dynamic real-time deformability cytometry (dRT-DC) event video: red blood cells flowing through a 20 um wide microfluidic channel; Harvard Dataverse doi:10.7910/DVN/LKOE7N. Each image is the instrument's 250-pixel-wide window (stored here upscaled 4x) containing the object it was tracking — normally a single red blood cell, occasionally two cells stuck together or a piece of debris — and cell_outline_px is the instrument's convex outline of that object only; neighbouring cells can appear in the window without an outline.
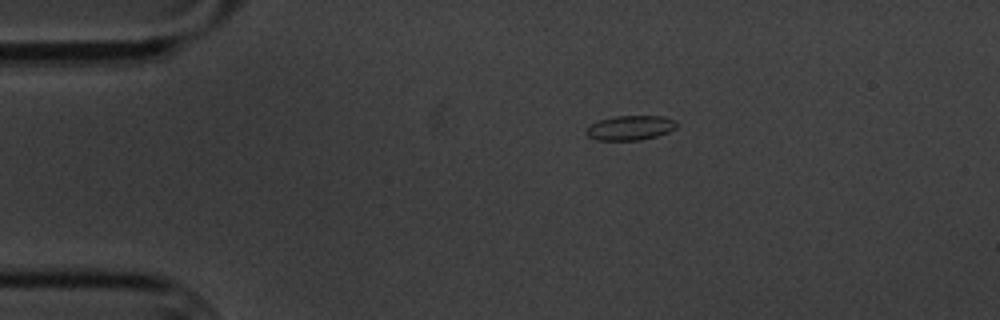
{"species": "common noctule bat (a hibernating species)", "species_latin": "Nyctalus noctula", "temperature_condition": "cold", "stored_images_in_passage": 6, "camera_frame_rate_fps": 3000, "um_per_image_px": 0.085, "animal": {"sex": "male", "body_mass_g": 20.1, "forearm_length_mm": 53.5}, "frame": {"image": 1, "passage_image": 1, "time_ms": 0.0, "image_size_px": [1000, 320], "cell_outline_px": [[676, 128], [668, 132], [656, 136], [640, 140], [596, 140], [588, 136], [584, 132], [592, 124], [600, 120], [616, 116], [664, 116], [676, 120]], "centroid_in_image_um": [53.59, 10.86], "position_along_channel_um": 31.4, "area_um2": 12.89}}
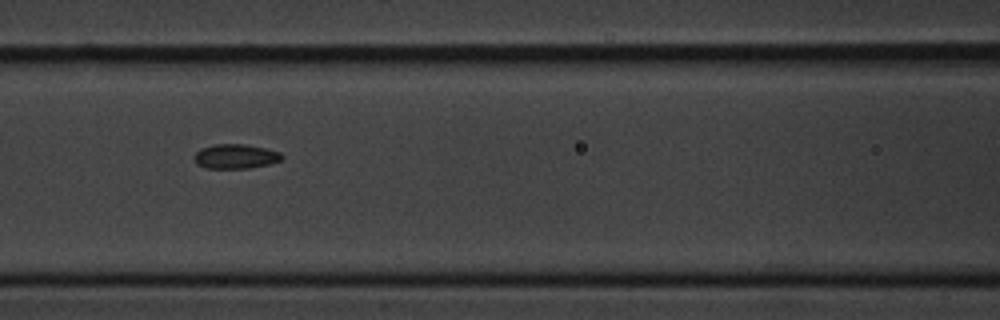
{"frame": {"image": 2, "passage_image": 5, "time_ms": 4.667, "image_size_px": [1000, 320], "cell_outline_px": [[284, 156], [280, 160], [268, 164], [248, 168], [208, 168], [196, 164], [192, 156], [200, 148], [216, 144], [244, 144], [264, 148], [280, 152]], "centroid_in_image_um": [19.98, 13.29], "position_along_channel_um": 146.6, "area_um2": 12.48}}
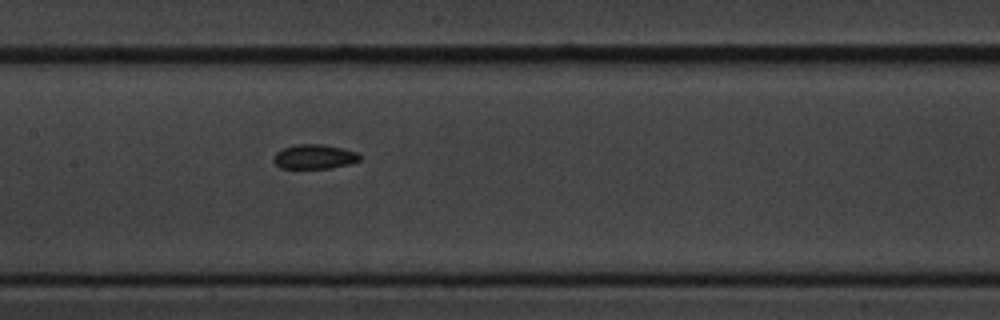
{"frame": {"image": 3, "passage_image": 6, "time_ms": 5.667, "image_size_px": [1000, 320], "cell_outline_px": [[360, 160], [348, 164], [328, 168], [280, 168], [272, 160], [276, 152], [284, 148], [296, 144], [324, 144], [344, 148], [356, 152], [360, 156]], "centroid_in_image_um": [26.71, 13.31], "position_along_channel_um": 180.7, "area_um2": 12.25}}